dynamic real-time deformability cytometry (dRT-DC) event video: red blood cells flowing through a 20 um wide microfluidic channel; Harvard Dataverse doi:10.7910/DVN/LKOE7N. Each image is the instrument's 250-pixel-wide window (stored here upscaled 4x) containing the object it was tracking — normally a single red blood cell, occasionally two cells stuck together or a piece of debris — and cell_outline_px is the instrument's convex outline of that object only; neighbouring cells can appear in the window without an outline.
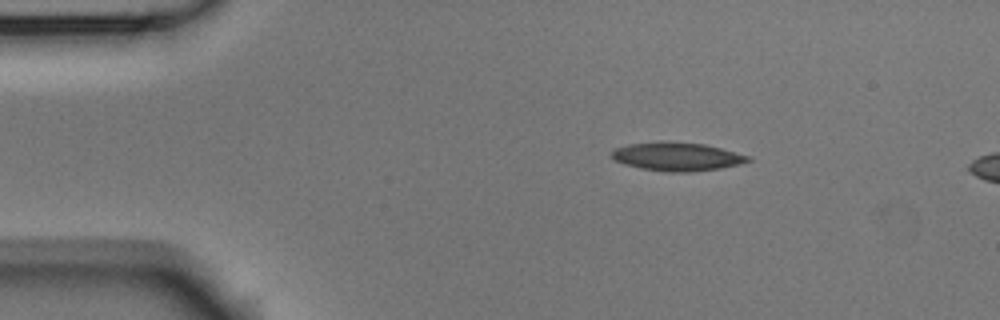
{"species": "Egyptian fruit bat (a non-hibernating species)", "species_latin": "Rousettus aegyptiacus", "temperature_condition": "room temperature", "stored_images_in_passage": 4, "camera_frame_rate_fps": 3000, "um_per_image_px": 0.085, "animal": {"sex": "male"}, "frame": {"image": 1, "passage_image": 2, "time_ms": 0.333, "image_size_px": [1000, 320], "cell_outline_px": [[752, 160], [740, 164], [720, 168], [692, 172], [668, 172], [640, 168], [624, 164], [612, 160], [612, 152], [616, 148], [628, 144], [660, 140], [664, 140], [704, 144], [752, 156]], "centroid_in_image_um": [57.54, 13.3], "position_along_channel_um": 27.5, "area_um2": 22.95}}